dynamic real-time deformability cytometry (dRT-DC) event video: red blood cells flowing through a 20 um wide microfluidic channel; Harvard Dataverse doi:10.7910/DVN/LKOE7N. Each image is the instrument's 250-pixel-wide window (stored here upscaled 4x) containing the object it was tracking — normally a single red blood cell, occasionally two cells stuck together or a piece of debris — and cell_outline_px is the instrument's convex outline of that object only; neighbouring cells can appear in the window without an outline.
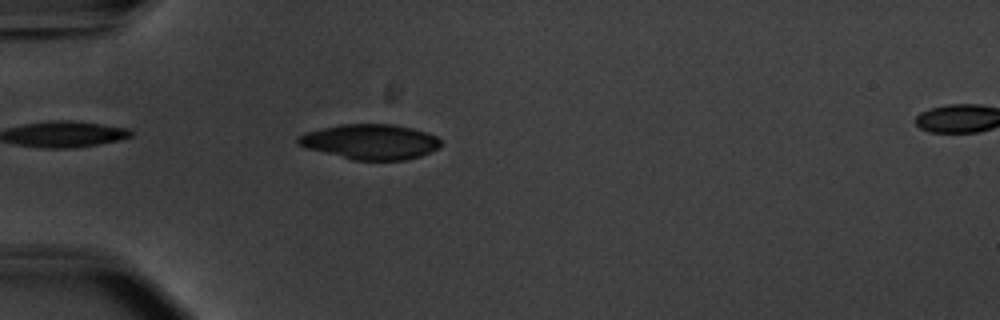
{"species": "common noctule bat (a hibernating species)", "species_latin": "Nyctalus noctula", "temperature_condition": "warm", "stored_images_in_passage": 54, "camera_frame_rate_fps": 3000, "um_per_image_px": 0.085, "animal": {"sex": "male", "body_mass_g": 20.1, "forearm_length_mm": 53.5}, "frame": {"image": 1, "passage_image": 16, "time_ms": 5.0, "image_size_px": [1000, 320], "cell_outline_px": [[440, 144], [436, 148], [420, 156], [404, 160], [352, 160], [304, 148], [296, 144], [296, 136], [308, 132], [340, 124], [392, 124], [412, 128], [436, 136], [440, 140]], "centroid_in_image_um": [31.4, 12.05], "position_along_channel_um": 53.6, "area_um2": 29.13}}
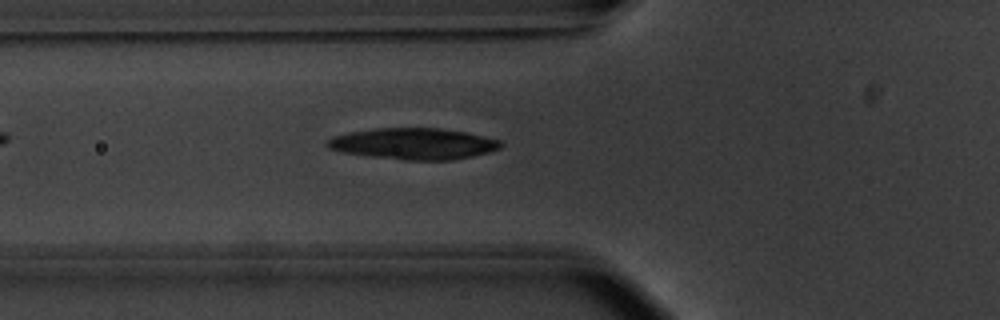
{"frame": {"image": 2, "passage_image": 20, "time_ms": 6.333, "image_size_px": [1000, 320], "cell_outline_px": [[504, 144], [500, 148], [488, 152], [472, 156], [452, 160], [404, 160], [372, 156], [344, 152], [328, 148], [324, 144], [332, 136], [348, 132], [372, 128], [440, 128], [464, 132], [500, 140]], "centroid_in_image_um": [35.13, 12.21], "position_along_channel_um": 90.7, "area_um2": 31.56}}
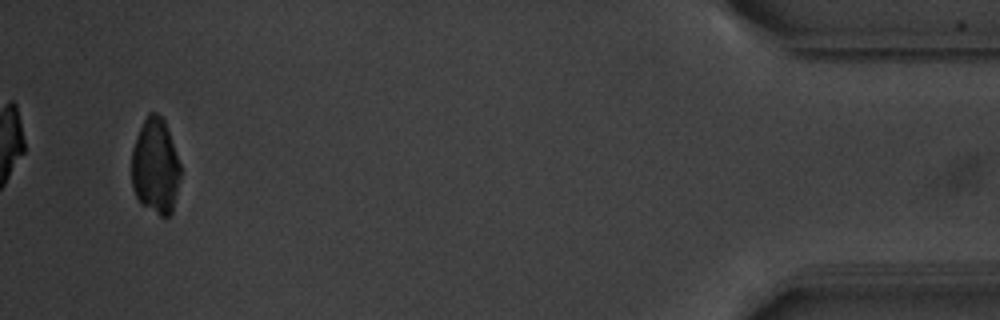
{"frame": {"image": 3, "passage_image": 52, "time_ms": 17.0, "image_size_px": [1000, 320], "cell_outline_px": [[180, 176], [176, 196], [172, 212], [168, 216], [160, 216], [140, 204], [132, 188], [132, 148], [136, 136], [148, 112], [156, 112], [164, 120], [180, 164]], "centroid_in_image_um": [13.19, 14.15], "position_along_channel_um": 422.0, "area_um2": 27.17}, "authors_computed_cell_mechanics": {"area_um2": 29.9693, "velocity_mm_per_s": 3.7554, "shape_relaxation_time_tau1_ms": 5.3707, "shape_relaxation_time_tau2_ms": null, "deformation_change_tau1": 0.1465, "deformation_change_tau2": null}}